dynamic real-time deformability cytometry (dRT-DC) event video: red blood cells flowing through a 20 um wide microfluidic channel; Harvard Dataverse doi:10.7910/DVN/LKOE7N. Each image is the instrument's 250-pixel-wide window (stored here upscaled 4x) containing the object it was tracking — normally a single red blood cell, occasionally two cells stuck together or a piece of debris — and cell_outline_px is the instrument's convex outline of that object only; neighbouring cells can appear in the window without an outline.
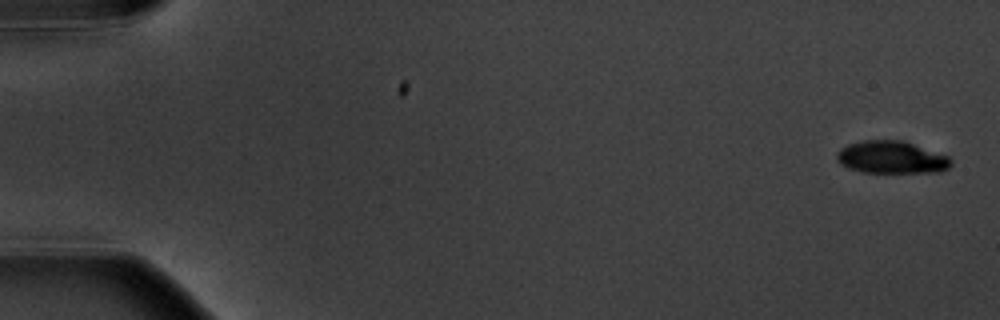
{"species": "common noctule bat (a hibernating species)", "species_latin": "Nyctalus noctula", "temperature_condition": "warm", "stored_images_in_passage": 5, "camera_frame_rate_fps": 3000, "um_per_image_px": 0.085, "animal": {"sex": "male", "body_mass_g": 20.1, "forearm_length_mm": 53.5}, "frame": {"image": 1, "passage_image": 1, "time_ms": 0.0, "image_size_px": [1000, 320], "cell_outline_px": [[952, 164], [948, 168], [940, 172], [860, 172], [848, 168], [840, 164], [836, 160], [836, 152], [840, 148], [848, 144], [864, 140], [904, 140], [948, 156], [952, 160]], "centroid_in_image_um": [75.75, 13.37], "position_along_channel_um": 9.2, "area_um2": 21.79}}